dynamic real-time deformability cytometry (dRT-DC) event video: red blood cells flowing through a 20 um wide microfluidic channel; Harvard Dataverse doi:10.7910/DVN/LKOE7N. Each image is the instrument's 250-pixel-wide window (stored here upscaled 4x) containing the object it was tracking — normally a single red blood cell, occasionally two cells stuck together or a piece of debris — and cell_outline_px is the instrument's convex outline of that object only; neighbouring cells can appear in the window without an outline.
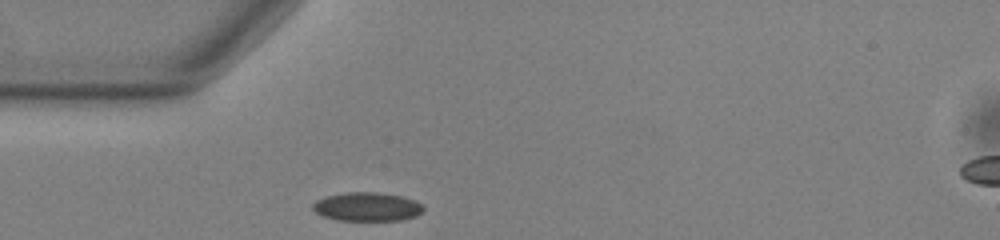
{"species": "common noctule bat (a hibernating species)", "species_latin": "Nyctalus noctula", "temperature_condition": "warm", "stored_images_in_passage": 40, "camera_frame_rate_fps": 3000, "um_per_image_px": 0.085, "animal": {"sex": "male", "body_mass_g": 13.0, "forearm_length_mm": 53.1}, "frame": {"image": 1, "passage_image": 1, "time_ms": 0.0, "image_size_px": [1000, 240], "cell_outline_px": [[424, 212], [416, 216], [400, 220], [340, 220], [324, 216], [316, 212], [312, 208], [312, 204], [316, 200], [324, 196], [344, 192], [380, 192], [404, 196], [416, 200], [424, 208]], "centroid_in_image_um": [31.23, 17.55], "position_along_channel_um": 53.8, "area_um2": 18.73}}
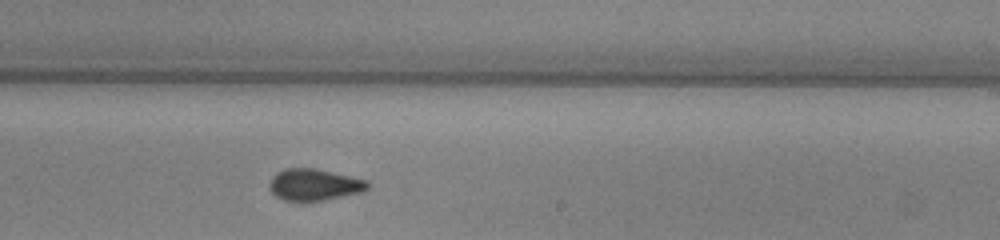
{"frame": {"image": 2, "passage_image": 18, "time_ms": 5.667, "image_size_px": [1000, 240], "cell_outline_px": [[368, 188], [364, 192], [324, 200], [284, 200], [276, 196], [268, 188], [268, 184], [272, 176], [276, 172], [284, 168], [316, 168], [368, 180]], "centroid_in_image_um": [26.7, 15.68], "position_along_channel_um": 262.3, "area_um2": 18.21}}
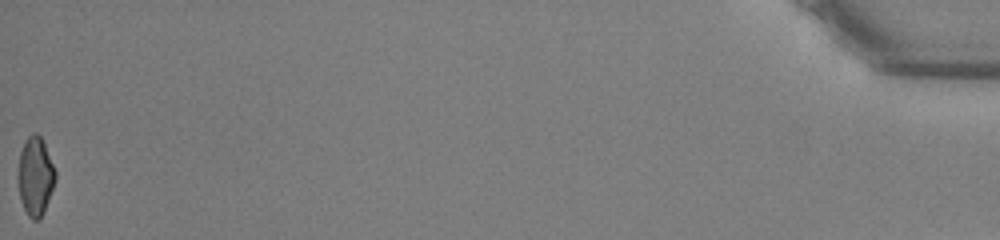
{"frame": {"image": 3, "passage_image": 40, "time_ms": 13.0, "image_size_px": [1000, 240], "cell_outline_px": [[56, 180], [44, 212], [40, 220], [32, 220], [28, 216], [20, 200], [16, 176], [16, 172], [20, 152], [24, 140], [32, 132], [36, 132], [40, 136], [44, 144], [56, 172]], "centroid_in_image_um": [2.97, 14.99], "position_along_channel_um": 432.2, "area_um2": 17.51}, "authors_computed_cell_mechanics": {"area_um2": 18.1203, "velocity_mm_per_s": 3.7877, "shape_relaxation_time_tau1_ms": 4.5948, "shape_relaxation_time_tau2_ms": 2.12, "deformation_change_tau1": 0.098, "deformation_change_tau2": 0.084}}